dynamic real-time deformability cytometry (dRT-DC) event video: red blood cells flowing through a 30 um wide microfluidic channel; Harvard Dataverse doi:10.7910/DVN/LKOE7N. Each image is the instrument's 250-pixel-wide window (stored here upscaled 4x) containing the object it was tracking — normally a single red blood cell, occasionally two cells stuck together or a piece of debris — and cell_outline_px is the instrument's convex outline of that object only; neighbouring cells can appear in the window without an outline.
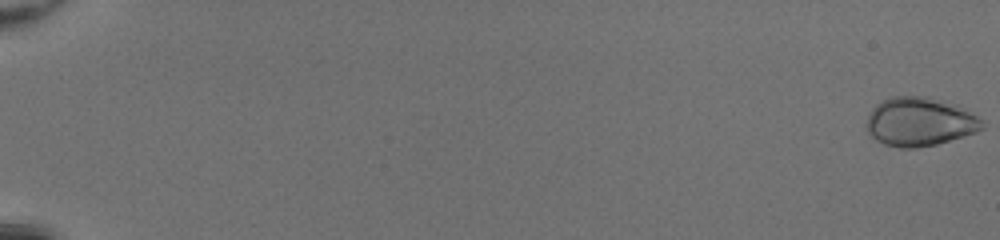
{"species": "common noctule bat (a hibernating species)", "species_latin": "Nyctalus noctula", "temperature_condition": "room temperature", "stored_images_in_passage": 51, "camera_frame_rate_fps": 3000, "um_per_image_px": 0.085, "animal": {"sex": "female", "body_mass_g": 20.0, "forearm_length_mm": 54.0}, "frame": {"image": 1, "passage_image": 1, "time_ms": 0.0, "image_size_px": [1000, 240], "cell_outline_px": [[984, 128], [976, 132], [936, 144], [916, 148], [900, 148], [884, 144], [876, 140], [868, 132], [864, 124], [872, 108], [880, 100], [892, 96], [928, 96], [956, 104], [984, 120]], "centroid_in_image_um": [78.15, 10.34], "position_along_channel_um": 6.8, "area_um2": 33.18}}
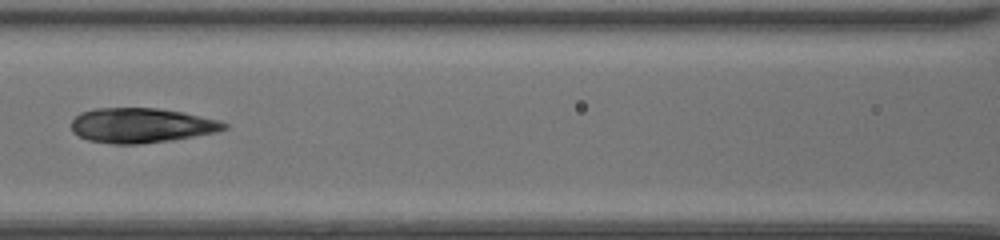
{"frame": {"image": 2, "passage_image": 27, "time_ms": 8.667, "image_size_px": [1000, 240], "cell_outline_px": [[228, 128], [216, 132], [172, 140], [140, 144], [112, 144], [88, 140], [72, 132], [72, 120], [80, 112], [96, 108], [160, 108], [184, 112], [220, 120], [228, 124]], "centroid_in_image_um": [12.03, 10.65], "position_along_channel_um": 154.6, "area_um2": 31.15}}
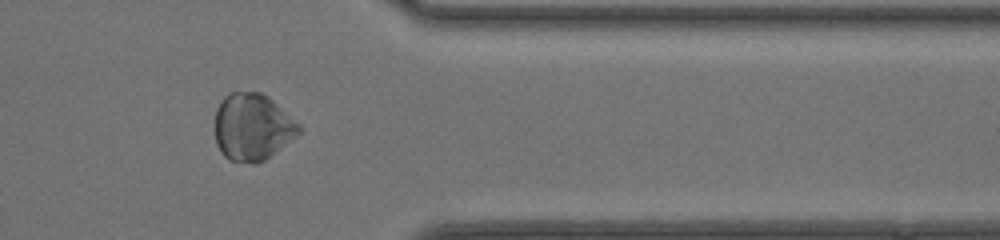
{"frame": {"image": 3, "passage_image": 44, "time_ms": 14.333, "image_size_px": [1000, 240], "cell_outline_px": [[304, 128], [296, 136], [264, 160], [256, 164], [252, 164], [228, 160], [220, 152], [216, 144], [216, 108], [220, 100], [228, 92], [260, 92], [268, 96], [300, 124]], "centroid_in_image_um": [21.45, 10.8], "position_along_channel_um": 390.0, "area_um2": 33.0}}